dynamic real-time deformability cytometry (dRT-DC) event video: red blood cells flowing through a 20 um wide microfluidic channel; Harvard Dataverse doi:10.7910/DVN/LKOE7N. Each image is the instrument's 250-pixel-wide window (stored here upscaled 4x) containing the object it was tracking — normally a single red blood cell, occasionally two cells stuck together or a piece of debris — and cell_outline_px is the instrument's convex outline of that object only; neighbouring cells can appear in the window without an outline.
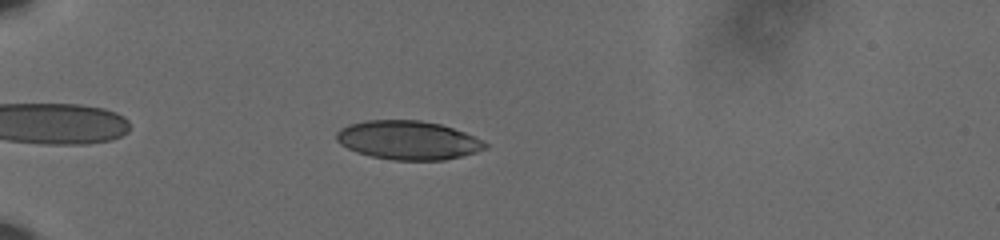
{"species": "human", "species_latin": "Homo sapiens", "temperature_condition": "cold", "stored_images_in_passage": 37, "camera_frame_rate_fps": 3000, "um_per_image_px": 0.085, "donor": {"sex": "male"}, "frame": {"image": 1, "passage_image": 5, "time_ms": 1.333, "image_size_px": [1000, 240], "cell_outline_px": [[488, 148], [476, 152], [444, 160], [392, 160], [372, 156], [356, 152], [340, 144], [336, 140], [336, 132], [340, 128], [348, 124], [364, 120], [420, 120], [440, 124], [464, 132], [488, 144]], "centroid_in_image_um": [34.65, 11.91], "position_along_channel_um": 50.4, "area_um2": 33.58}}
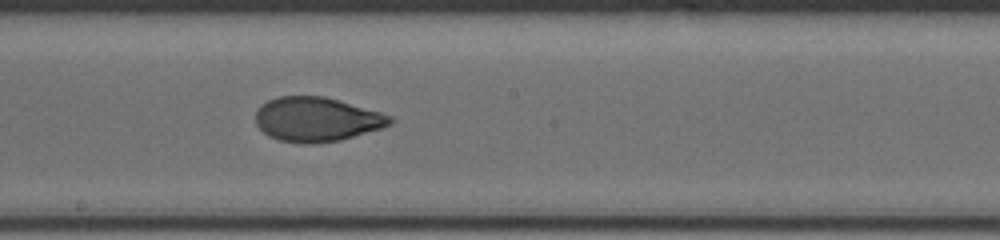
{"frame": {"image": 2, "passage_image": 22, "time_ms": 7.0, "image_size_px": [1000, 240], "cell_outline_px": [[396, 120], [392, 124], [380, 128], [340, 140], [312, 144], [300, 144], [280, 140], [268, 136], [256, 124], [256, 108], [260, 104], [268, 100], [280, 96], [324, 96], [380, 112], [392, 116]], "centroid_in_image_um": [26.9, 10.14], "position_along_channel_um": 221.3, "area_um2": 34.8}}
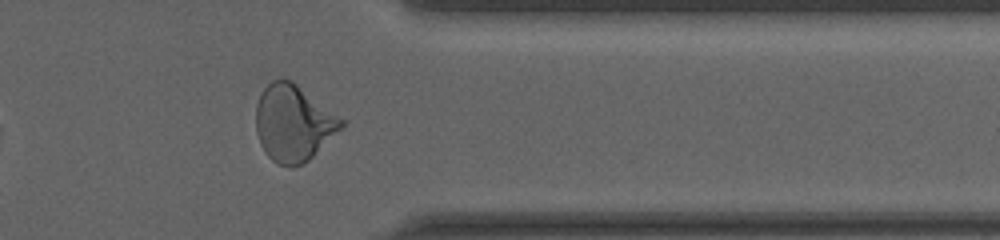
{"frame": {"image": 3, "passage_image": 36, "time_ms": 11.667, "image_size_px": [1000, 240], "cell_outline_px": [[344, 128], [308, 160], [292, 168], [276, 164], [264, 152], [260, 144], [256, 132], [256, 104], [260, 92], [272, 80], [292, 80], [344, 120]], "centroid_in_image_um": [24.92, 10.48], "position_along_channel_um": 386.5, "area_um2": 38.15}, "authors_computed_cell_mechanics": {"area_um2": 34.5644, "velocity_mm_per_s": 3.6184, "shape_relaxation_time_tau1_ms": 5.5094, "shape_relaxation_time_tau2_ms": 0.921, "deformation_change_tau1": 0.1876, "deformation_change_tau2": 0.0661}}